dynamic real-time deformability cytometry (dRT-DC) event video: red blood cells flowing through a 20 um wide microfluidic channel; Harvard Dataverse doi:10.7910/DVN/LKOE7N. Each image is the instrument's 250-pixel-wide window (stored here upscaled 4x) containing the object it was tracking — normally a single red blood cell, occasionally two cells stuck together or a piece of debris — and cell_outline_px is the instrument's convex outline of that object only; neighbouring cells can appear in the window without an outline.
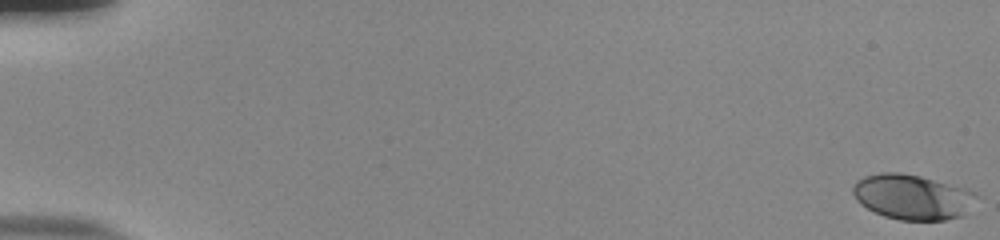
{"species": "human", "species_latin": "Homo sapiens", "temperature_condition": "room temperature", "stored_images_in_passage": 56, "camera_frame_rate_fps": 3000, "um_per_image_px": 0.085, "donor": {"sex": "male"}, "frame": {"image": 1, "passage_image": 1, "time_ms": 0.0, "image_size_px": [1000, 240], "cell_outline_px": [[960, 216], [944, 220], [900, 220], [884, 216], [860, 204], [856, 200], [852, 192], [852, 188], [856, 180], [864, 176], [880, 172], [900, 172], [920, 176], [956, 188]], "centroid_in_image_um": [77.07, 16.72], "position_along_channel_um": 7.9, "area_um2": 29.36}}
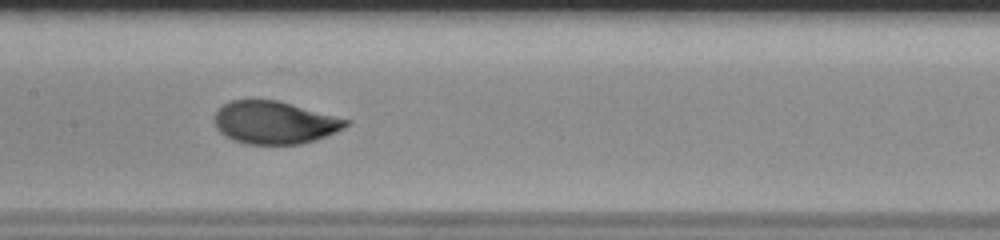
{"frame": {"image": 2, "passage_image": 30, "time_ms": 9.667, "image_size_px": [1000, 240], "cell_outline_px": [[352, 120], [344, 128], [316, 140], [300, 144], [248, 144], [236, 140], [220, 132], [216, 128], [216, 112], [224, 104], [232, 100], [280, 100]], "centroid_in_image_um": [23.4, 10.4], "position_along_channel_um": 184.0, "area_um2": 32.54}}
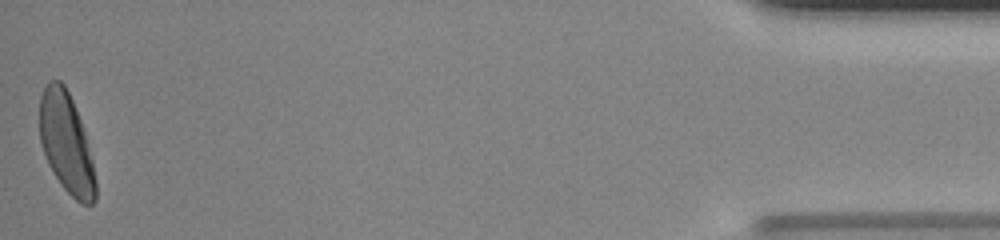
{"frame": {"image": 3, "passage_image": 56, "time_ms": 18.333, "image_size_px": [1000, 240], "cell_outline_px": [[96, 200], [92, 204], [84, 204], [76, 200], [60, 184], [48, 164], [40, 140], [40, 96], [48, 80], [60, 80], [64, 84], [72, 100], [80, 120], [84, 132], [92, 160], [96, 180]], "centroid_in_image_um": [5.63, 12.17], "position_along_channel_um": 429.6, "area_um2": 32.31}, "authors_computed_cell_mechanics": {"area_um2": 32.2813, "velocity_mm_per_s": 3.7932, "shape_relaxation_time_tau1_ms": 3.1992, "shape_relaxation_time_tau2_ms": null, "deformation_change_tau1": 0.1679, "deformation_change_tau2": null}}